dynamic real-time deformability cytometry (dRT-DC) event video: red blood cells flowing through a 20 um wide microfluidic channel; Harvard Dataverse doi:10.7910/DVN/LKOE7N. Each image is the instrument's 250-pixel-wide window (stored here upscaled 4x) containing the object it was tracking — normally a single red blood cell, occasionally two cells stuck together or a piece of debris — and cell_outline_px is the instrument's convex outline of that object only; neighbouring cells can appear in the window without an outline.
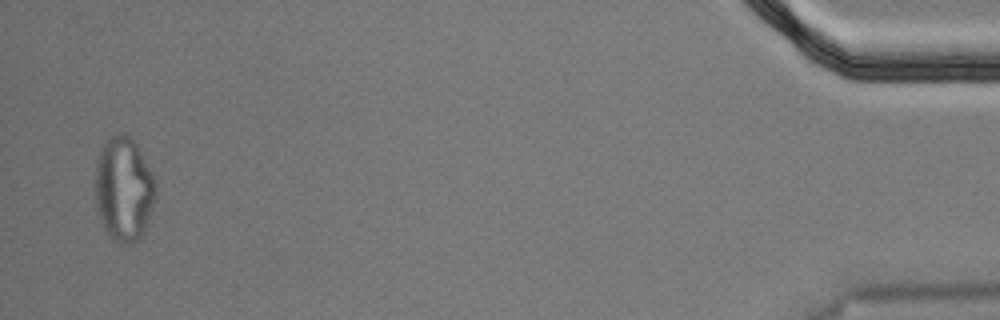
{"species": "Egyptian fruit bat (a non-hibernating species)", "species_latin": "Rousettus aegyptiacus", "temperature_condition": "cold", "stored_images_in_passage": 15, "segment_of_instrument_passage": [2, 3], "camera_frame_rate_fps": 3000, "um_per_image_px": 0.085, "animal": {"sex": "male"}, "frame": {"image": 1, "passage_image": 14, "time_ms": 4.333, "image_size_px": [1000, 320], "cell_outline_px": [[156, 200], [144, 232], [132, 244], [120, 244], [112, 240], [108, 236], [104, 228], [100, 216], [96, 200], [96, 168], [100, 152], [104, 140], [116, 132], [124, 132], [132, 136], [152, 172], [156, 180]], "centroid_in_image_um": [10.55, 16.05], "position_along_channel_um": 424.6, "area_um2": 37.17}}